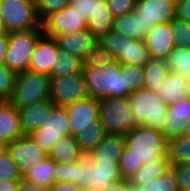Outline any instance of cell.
Segmentation results:
<instances>
[{
    "instance_id": "22",
    "label": "cell",
    "mask_w": 190,
    "mask_h": 191,
    "mask_svg": "<svg viewBox=\"0 0 190 191\" xmlns=\"http://www.w3.org/2000/svg\"><path fill=\"white\" fill-rule=\"evenodd\" d=\"M126 147L124 135L107 134L101 142L86 155L90 160L119 162Z\"/></svg>"
},
{
    "instance_id": "56",
    "label": "cell",
    "mask_w": 190,
    "mask_h": 191,
    "mask_svg": "<svg viewBox=\"0 0 190 191\" xmlns=\"http://www.w3.org/2000/svg\"><path fill=\"white\" fill-rule=\"evenodd\" d=\"M185 92H186V97L190 98V79L187 80Z\"/></svg>"
},
{
    "instance_id": "4",
    "label": "cell",
    "mask_w": 190,
    "mask_h": 191,
    "mask_svg": "<svg viewBox=\"0 0 190 191\" xmlns=\"http://www.w3.org/2000/svg\"><path fill=\"white\" fill-rule=\"evenodd\" d=\"M99 43L110 52L114 60L123 65L144 66L150 59L144 39L129 38L110 30L99 39Z\"/></svg>"
},
{
    "instance_id": "36",
    "label": "cell",
    "mask_w": 190,
    "mask_h": 191,
    "mask_svg": "<svg viewBox=\"0 0 190 191\" xmlns=\"http://www.w3.org/2000/svg\"><path fill=\"white\" fill-rule=\"evenodd\" d=\"M16 73L5 64H0V102H9L15 88Z\"/></svg>"
},
{
    "instance_id": "29",
    "label": "cell",
    "mask_w": 190,
    "mask_h": 191,
    "mask_svg": "<svg viewBox=\"0 0 190 191\" xmlns=\"http://www.w3.org/2000/svg\"><path fill=\"white\" fill-rule=\"evenodd\" d=\"M165 60L170 72L190 79V48L175 47Z\"/></svg>"
},
{
    "instance_id": "28",
    "label": "cell",
    "mask_w": 190,
    "mask_h": 191,
    "mask_svg": "<svg viewBox=\"0 0 190 191\" xmlns=\"http://www.w3.org/2000/svg\"><path fill=\"white\" fill-rule=\"evenodd\" d=\"M168 169H170V161L166 155L157 161H151L150 164H144L129 181L135 185H143V182L154 181L161 177Z\"/></svg>"
},
{
    "instance_id": "34",
    "label": "cell",
    "mask_w": 190,
    "mask_h": 191,
    "mask_svg": "<svg viewBox=\"0 0 190 191\" xmlns=\"http://www.w3.org/2000/svg\"><path fill=\"white\" fill-rule=\"evenodd\" d=\"M114 61L110 52L98 43L92 51L82 59V68H103Z\"/></svg>"
},
{
    "instance_id": "18",
    "label": "cell",
    "mask_w": 190,
    "mask_h": 191,
    "mask_svg": "<svg viewBox=\"0 0 190 191\" xmlns=\"http://www.w3.org/2000/svg\"><path fill=\"white\" fill-rule=\"evenodd\" d=\"M190 117V98L185 97L168 105V114L165 118L164 137L171 138L183 136L185 123Z\"/></svg>"
},
{
    "instance_id": "11",
    "label": "cell",
    "mask_w": 190,
    "mask_h": 191,
    "mask_svg": "<svg viewBox=\"0 0 190 191\" xmlns=\"http://www.w3.org/2000/svg\"><path fill=\"white\" fill-rule=\"evenodd\" d=\"M134 12L139 16L140 33L145 37L156 24L170 22L176 16L173 0H137Z\"/></svg>"
},
{
    "instance_id": "40",
    "label": "cell",
    "mask_w": 190,
    "mask_h": 191,
    "mask_svg": "<svg viewBox=\"0 0 190 191\" xmlns=\"http://www.w3.org/2000/svg\"><path fill=\"white\" fill-rule=\"evenodd\" d=\"M144 163L139 161L132 153L130 149L125 147L119 160V167L122 178L130 179L142 166Z\"/></svg>"
},
{
    "instance_id": "14",
    "label": "cell",
    "mask_w": 190,
    "mask_h": 191,
    "mask_svg": "<svg viewBox=\"0 0 190 191\" xmlns=\"http://www.w3.org/2000/svg\"><path fill=\"white\" fill-rule=\"evenodd\" d=\"M68 114L70 134L75 136L80 130L93 125L99 118L100 101L88 97L64 106Z\"/></svg>"
},
{
    "instance_id": "25",
    "label": "cell",
    "mask_w": 190,
    "mask_h": 191,
    "mask_svg": "<svg viewBox=\"0 0 190 191\" xmlns=\"http://www.w3.org/2000/svg\"><path fill=\"white\" fill-rule=\"evenodd\" d=\"M144 84L143 89L157 92L165 82L169 69L165 59L150 58L143 66Z\"/></svg>"
},
{
    "instance_id": "32",
    "label": "cell",
    "mask_w": 190,
    "mask_h": 191,
    "mask_svg": "<svg viewBox=\"0 0 190 191\" xmlns=\"http://www.w3.org/2000/svg\"><path fill=\"white\" fill-rule=\"evenodd\" d=\"M167 156L170 164L190 163V139L179 136L168 140Z\"/></svg>"
},
{
    "instance_id": "33",
    "label": "cell",
    "mask_w": 190,
    "mask_h": 191,
    "mask_svg": "<svg viewBox=\"0 0 190 191\" xmlns=\"http://www.w3.org/2000/svg\"><path fill=\"white\" fill-rule=\"evenodd\" d=\"M55 168V161L47 157L39 166L31 169L23 178L29 182L40 184L42 187L50 189L54 184L53 170Z\"/></svg>"
},
{
    "instance_id": "7",
    "label": "cell",
    "mask_w": 190,
    "mask_h": 191,
    "mask_svg": "<svg viewBox=\"0 0 190 191\" xmlns=\"http://www.w3.org/2000/svg\"><path fill=\"white\" fill-rule=\"evenodd\" d=\"M43 34L42 27L30 31L9 33V46L4 64L16 74L29 70L31 56L38 39Z\"/></svg>"
},
{
    "instance_id": "17",
    "label": "cell",
    "mask_w": 190,
    "mask_h": 191,
    "mask_svg": "<svg viewBox=\"0 0 190 191\" xmlns=\"http://www.w3.org/2000/svg\"><path fill=\"white\" fill-rule=\"evenodd\" d=\"M54 39L59 50L75 55L81 60L99 43V39L87 28L74 34L57 35Z\"/></svg>"
},
{
    "instance_id": "30",
    "label": "cell",
    "mask_w": 190,
    "mask_h": 191,
    "mask_svg": "<svg viewBox=\"0 0 190 191\" xmlns=\"http://www.w3.org/2000/svg\"><path fill=\"white\" fill-rule=\"evenodd\" d=\"M82 72V60L66 51L59 50L58 61L52 67L50 78L64 77Z\"/></svg>"
},
{
    "instance_id": "1",
    "label": "cell",
    "mask_w": 190,
    "mask_h": 191,
    "mask_svg": "<svg viewBox=\"0 0 190 191\" xmlns=\"http://www.w3.org/2000/svg\"><path fill=\"white\" fill-rule=\"evenodd\" d=\"M89 97L96 100L105 98H126L130 95L126 89L125 73H121V64L114 60L103 68H82Z\"/></svg>"
},
{
    "instance_id": "39",
    "label": "cell",
    "mask_w": 190,
    "mask_h": 191,
    "mask_svg": "<svg viewBox=\"0 0 190 191\" xmlns=\"http://www.w3.org/2000/svg\"><path fill=\"white\" fill-rule=\"evenodd\" d=\"M21 174L10 154L3 147L0 150V180L13 181L21 180Z\"/></svg>"
},
{
    "instance_id": "31",
    "label": "cell",
    "mask_w": 190,
    "mask_h": 191,
    "mask_svg": "<svg viewBox=\"0 0 190 191\" xmlns=\"http://www.w3.org/2000/svg\"><path fill=\"white\" fill-rule=\"evenodd\" d=\"M122 36L143 40L145 37L140 33L139 16L132 13L114 18L113 29Z\"/></svg>"
},
{
    "instance_id": "57",
    "label": "cell",
    "mask_w": 190,
    "mask_h": 191,
    "mask_svg": "<svg viewBox=\"0 0 190 191\" xmlns=\"http://www.w3.org/2000/svg\"><path fill=\"white\" fill-rule=\"evenodd\" d=\"M4 33H7L6 30H5V27L0 19V34H4Z\"/></svg>"
},
{
    "instance_id": "38",
    "label": "cell",
    "mask_w": 190,
    "mask_h": 191,
    "mask_svg": "<svg viewBox=\"0 0 190 191\" xmlns=\"http://www.w3.org/2000/svg\"><path fill=\"white\" fill-rule=\"evenodd\" d=\"M78 179V162L74 164H68L65 162H55V168L53 170L54 183H73L77 185Z\"/></svg>"
},
{
    "instance_id": "15",
    "label": "cell",
    "mask_w": 190,
    "mask_h": 191,
    "mask_svg": "<svg viewBox=\"0 0 190 191\" xmlns=\"http://www.w3.org/2000/svg\"><path fill=\"white\" fill-rule=\"evenodd\" d=\"M59 48L54 37L43 34L31 56L29 69L50 76L52 67L58 61Z\"/></svg>"
},
{
    "instance_id": "50",
    "label": "cell",
    "mask_w": 190,
    "mask_h": 191,
    "mask_svg": "<svg viewBox=\"0 0 190 191\" xmlns=\"http://www.w3.org/2000/svg\"><path fill=\"white\" fill-rule=\"evenodd\" d=\"M8 46H9V33L0 34V64L5 63Z\"/></svg>"
},
{
    "instance_id": "12",
    "label": "cell",
    "mask_w": 190,
    "mask_h": 191,
    "mask_svg": "<svg viewBox=\"0 0 190 191\" xmlns=\"http://www.w3.org/2000/svg\"><path fill=\"white\" fill-rule=\"evenodd\" d=\"M4 148L16 163L22 178L48 157L29 135L12 141Z\"/></svg>"
},
{
    "instance_id": "27",
    "label": "cell",
    "mask_w": 190,
    "mask_h": 191,
    "mask_svg": "<svg viewBox=\"0 0 190 191\" xmlns=\"http://www.w3.org/2000/svg\"><path fill=\"white\" fill-rule=\"evenodd\" d=\"M106 135L104 126L98 118L93 121V125L80 130L74 137L78 143L80 151L84 155H88Z\"/></svg>"
},
{
    "instance_id": "52",
    "label": "cell",
    "mask_w": 190,
    "mask_h": 191,
    "mask_svg": "<svg viewBox=\"0 0 190 191\" xmlns=\"http://www.w3.org/2000/svg\"><path fill=\"white\" fill-rule=\"evenodd\" d=\"M103 191H127V179H121L120 181L109 185Z\"/></svg>"
},
{
    "instance_id": "51",
    "label": "cell",
    "mask_w": 190,
    "mask_h": 191,
    "mask_svg": "<svg viewBox=\"0 0 190 191\" xmlns=\"http://www.w3.org/2000/svg\"><path fill=\"white\" fill-rule=\"evenodd\" d=\"M20 180L13 181H1L0 180V191H18Z\"/></svg>"
},
{
    "instance_id": "16",
    "label": "cell",
    "mask_w": 190,
    "mask_h": 191,
    "mask_svg": "<svg viewBox=\"0 0 190 191\" xmlns=\"http://www.w3.org/2000/svg\"><path fill=\"white\" fill-rule=\"evenodd\" d=\"M144 41L150 58L166 59L175 48V38L169 22L153 26L146 34Z\"/></svg>"
},
{
    "instance_id": "3",
    "label": "cell",
    "mask_w": 190,
    "mask_h": 191,
    "mask_svg": "<svg viewBox=\"0 0 190 191\" xmlns=\"http://www.w3.org/2000/svg\"><path fill=\"white\" fill-rule=\"evenodd\" d=\"M125 137V144L133 155L144 164L157 161L167 155V140L163 133L139 125L132 128Z\"/></svg>"
},
{
    "instance_id": "49",
    "label": "cell",
    "mask_w": 190,
    "mask_h": 191,
    "mask_svg": "<svg viewBox=\"0 0 190 191\" xmlns=\"http://www.w3.org/2000/svg\"><path fill=\"white\" fill-rule=\"evenodd\" d=\"M49 191H82V189L73 183L63 182V183H54Z\"/></svg>"
},
{
    "instance_id": "23",
    "label": "cell",
    "mask_w": 190,
    "mask_h": 191,
    "mask_svg": "<svg viewBox=\"0 0 190 191\" xmlns=\"http://www.w3.org/2000/svg\"><path fill=\"white\" fill-rule=\"evenodd\" d=\"M114 17L107 7L106 0H95V10L87 21L86 28L100 39L113 29Z\"/></svg>"
},
{
    "instance_id": "47",
    "label": "cell",
    "mask_w": 190,
    "mask_h": 191,
    "mask_svg": "<svg viewBox=\"0 0 190 191\" xmlns=\"http://www.w3.org/2000/svg\"><path fill=\"white\" fill-rule=\"evenodd\" d=\"M176 16L190 23V0H178L176 3Z\"/></svg>"
},
{
    "instance_id": "8",
    "label": "cell",
    "mask_w": 190,
    "mask_h": 191,
    "mask_svg": "<svg viewBox=\"0 0 190 191\" xmlns=\"http://www.w3.org/2000/svg\"><path fill=\"white\" fill-rule=\"evenodd\" d=\"M99 119L106 134L126 135L136 126L132 112L129 109L128 97L101 100Z\"/></svg>"
},
{
    "instance_id": "24",
    "label": "cell",
    "mask_w": 190,
    "mask_h": 191,
    "mask_svg": "<svg viewBox=\"0 0 190 191\" xmlns=\"http://www.w3.org/2000/svg\"><path fill=\"white\" fill-rule=\"evenodd\" d=\"M83 156L84 154L80 151L78 143L72 135L58 140L48 153V157L55 162H65L68 164L78 162Z\"/></svg>"
},
{
    "instance_id": "19",
    "label": "cell",
    "mask_w": 190,
    "mask_h": 191,
    "mask_svg": "<svg viewBox=\"0 0 190 191\" xmlns=\"http://www.w3.org/2000/svg\"><path fill=\"white\" fill-rule=\"evenodd\" d=\"M54 106V103L48 99L29 106L18 107L23 135H30L33 131L38 130Z\"/></svg>"
},
{
    "instance_id": "42",
    "label": "cell",
    "mask_w": 190,
    "mask_h": 191,
    "mask_svg": "<svg viewBox=\"0 0 190 191\" xmlns=\"http://www.w3.org/2000/svg\"><path fill=\"white\" fill-rule=\"evenodd\" d=\"M180 191H190V163L170 164Z\"/></svg>"
},
{
    "instance_id": "46",
    "label": "cell",
    "mask_w": 190,
    "mask_h": 191,
    "mask_svg": "<svg viewBox=\"0 0 190 191\" xmlns=\"http://www.w3.org/2000/svg\"><path fill=\"white\" fill-rule=\"evenodd\" d=\"M159 191H180L171 168L159 177Z\"/></svg>"
},
{
    "instance_id": "58",
    "label": "cell",
    "mask_w": 190,
    "mask_h": 191,
    "mask_svg": "<svg viewBox=\"0 0 190 191\" xmlns=\"http://www.w3.org/2000/svg\"><path fill=\"white\" fill-rule=\"evenodd\" d=\"M82 191H99V190H96V189H93V188H85Z\"/></svg>"
},
{
    "instance_id": "43",
    "label": "cell",
    "mask_w": 190,
    "mask_h": 191,
    "mask_svg": "<svg viewBox=\"0 0 190 191\" xmlns=\"http://www.w3.org/2000/svg\"><path fill=\"white\" fill-rule=\"evenodd\" d=\"M137 0H106L107 7L114 18L132 13Z\"/></svg>"
},
{
    "instance_id": "26",
    "label": "cell",
    "mask_w": 190,
    "mask_h": 191,
    "mask_svg": "<svg viewBox=\"0 0 190 191\" xmlns=\"http://www.w3.org/2000/svg\"><path fill=\"white\" fill-rule=\"evenodd\" d=\"M186 85L187 79L169 71L165 82L161 85L156 94L166 104L170 105L186 97Z\"/></svg>"
},
{
    "instance_id": "53",
    "label": "cell",
    "mask_w": 190,
    "mask_h": 191,
    "mask_svg": "<svg viewBox=\"0 0 190 191\" xmlns=\"http://www.w3.org/2000/svg\"><path fill=\"white\" fill-rule=\"evenodd\" d=\"M144 191H159V178L150 182H143V185H139Z\"/></svg>"
},
{
    "instance_id": "54",
    "label": "cell",
    "mask_w": 190,
    "mask_h": 191,
    "mask_svg": "<svg viewBox=\"0 0 190 191\" xmlns=\"http://www.w3.org/2000/svg\"><path fill=\"white\" fill-rule=\"evenodd\" d=\"M127 191H144L139 185H135L127 179Z\"/></svg>"
},
{
    "instance_id": "10",
    "label": "cell",
    "mask_w": 190,
    "mask_h": 191,
    "mask_svg": "<svg viewBox=\"0 0 190 191\" xmlns=\"http://www.w3.org/2000/svg\"><path fill=\"white\" fill-rule=\"evenodd\" d=\"M88 91L82 72L69 76L50 78L49 99L55 106H66L88 98Z\"/></svg>"
},
{
    "instance_id": "9",
    "label": "cell",
    "mask_w": 190,
    "mask_h": 191,
    "mask_svg": "<svg viewBox=\"0 0 190 191\" xmlns=\"http://www.w3.org/2000/svg\"><path fill=\"white\" fill-rule=\"evenodd\" d=\"M69 135L71 134L66 108L54 106L44 124L29 136L41 150L48 154L58 140Z\"/></svg>"
},
{
    "instance_id": "48",
    "label": "cell",
    "mask_w": 190,
    "mask_h": 191,
    "mask_svg": "<svg viewBox=\"0 0 190 191\" xmlns=\"http://www.w3.org/2000/svg\"><path fill=\"white\" fill-rule=\"evenodd\" d=\"M18 191H49V189L21 178Z\"/></svg>"
},
{
    "instance_id": "55",
    "label": "cell",
    "mask_w": 190,
    "mask_h": 191,
    "mask_svg": "<svg viewBox=\"0 0 190 191\" xmlns=\"http://www.w3.org/2000/svg\"><path fill=\"white\" fill-rule=\"evenodd\" d=\"M183 136L190 139V117L189 120L185 123Z\"/></svg>"
},
{
    "instance_id": "5",
    "label": "cell",
    "mask_w": 190,
    "mask_h": 191,
    "mask_svg": "<svg viewBox=\"0 0 190 191\" xmlns=\"http://www.w3.org/2000/svg\"><path fill=\"white\" fill-rule=\"evenodd\" d=\"M0 19L7 33L42 27L34 0H0Z\"/></svg>"
},
{
    "instance_id": "45",
    "label": "cell",
    "mask_w": 190,
    "mask_h": 191,
    "mask_svg": "<svg viewBox=\"0 0 190 191\" xmlns=\"http://www.w3.org/2000/svg\"><path fill=\"white\" fill-rule=\"evenodd\" d=\"M70 3L76 11L82 16V20L87 23L89 17L95 10V0H72Z\"/></svg>"
},
{
    "instance_id": "37",
    "label": "cell",
    "mask_w": 190,
    "mask_h": 191,
    "mask_svg": "<svg viewBox=\"0 0 190 191\" xmlns=\"http://www.w3.org/2000/svg\"><path fill=\"white\" fill-rule=\"evenodd\" d=\"M169 23L175 38V47L190 48V23L177 16Z\"/></svg>"
},
{
    "instance_id": "2",
    "label": "cell",
    "mask_w": 190,
    "mask_h": 191,
    "mask_svg": "<svg viewBox=\"0 0 190 191\" xmlns=\"http://www.w3.org/2000/svg\"><path fill=\"white\" fill-rule=\"evenodd\" d=\"M128 103L136 126L143 125L164 134L168 104L155 92L145 89L134 91L128 96Z\"/></svg>"
},
{
    "instance_id": "6",
    "label": "cell",
    "mask_w": 190,
    "mask_h": 191,
    "mask_svg": "<svg viewBox=\"0 0 190 191\" xmlns=\"http://www.w3.org/2000/svg\"><path fill=\"white\" fill-rule=\"evenodd\" d=\"M50 77L32 70L16 75L14 93L9 101L13 106L24 107L49 99Z\"/></svg>"
},
{
    "instance_id": "41",
    "label": "cell",
    "mask_w": 190,
    "mask_h": 191,
    "mask_svg": "<svg viewBox=\"0 0 190 191\" xmlns=\"http://www.w3.org/2000/svg\"><path fill=\"white\" fill-rule=\"evenodd\" d=\"M70 4V0H36L37 15L43 23L52 14L61 11Z\"/></svg>"
},
{
    "instance_id": "35",
    "label": "cell",
    "mask_w": 190,
    "mask_h": 191,
    "mask_svg": "<svg viewBox=\"0 0 190 191\" xmlns=\"http://www.w3.org/2000/svg\"><path fill=\"white\" fill-rule=\"evenodd\" d=\"M121 73H125L126 89L130 94L139 89H143V66L121 64Z\"/></svg>"
},
{
    "instance_id": "20",
    "label": "cell",
    "mask_w": 190,
    "mask_h": 191,
    "mask_svg": "<svg viewBox=\"0 0 190 191\" xmlns=\"http://www.w3.org/2000/svg\"><path fill=\"white\" fill-rule=\"evenodd\" d=\"M22 136L18 108L10 102H0V146L5 147Z\"/></svg>"
},
{
    "instance_id": "13",
    "label": "cell",
    "mask_w": 190,
    "mask_h": 191,
    "mask_svg": "<svg viewBox=\"0 0 190 191\" xmlns=\"http://www.w3.org/2000/svg\"><path fill=\"white\" fill-rule=\"evenodd\" d=\"M87 23L82 20V16L76 11L70 3L51 16L43 23V33L47 36L54 37L57 35L74 34L86 29Z\"/></svg>"
},
{
    "instance_id": "21",
    "label": "cell",
    "mask_w": 190,
    "mask_h": 191,
    "mask_svg": "<svg viewBox=\"0 0 190 191\" xmlns=\"http://www.w3.org/2000/svg\"><path fill=\"white\" fill-rule=\"evenodd\" d=\"M93 169L91 171L89 188L103 191L109 185H112L122 178L119 162H106L100 160H91Z\"/></svg>"
},
{
    "instance_id": "44",
    "label": "cell",
    "mask_w": 190,
    "mask_h": 191,
    "mask_svg": "<svg viewBox=\"0 0 190 191\" xmlns=\"http://www.w3.org/2000/svg\"><path fill=\"white\" fill-rule=\"evenodd\" d=\"M93 169L92 161L84 155L78 161V179L77 185L83 190L89 188L91 171Z\"/></svg>"
}]
</instances>
